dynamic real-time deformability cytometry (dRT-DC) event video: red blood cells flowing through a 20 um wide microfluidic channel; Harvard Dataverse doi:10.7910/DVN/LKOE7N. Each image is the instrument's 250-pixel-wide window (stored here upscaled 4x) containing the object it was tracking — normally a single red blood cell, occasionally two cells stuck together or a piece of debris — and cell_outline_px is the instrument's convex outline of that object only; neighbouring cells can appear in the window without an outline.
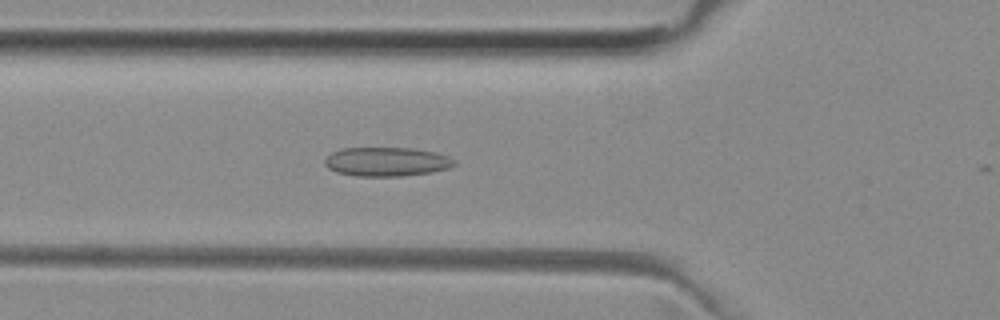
{"species": "common noctule bat (a hibernating species)", "species_latin": "Nyctalus noctula", "temperature_condition": "room temperature", "stored_images_in_passage": 35, "camera_frame_rate_fps": 3000, "um_per_image_px": 0.085, "animal": {"sex": "female", "body_mass_g": 29.2, "forearm_length_mm": 56.3}, "frame": {"image": 1, "passage_image": 6, "time_ms": 1.667, "image_size_px": [1000, 320], "cell_outline_px": [[456, 164], [448, 168], [432, 172], [400, 176], [356, 176], [336, 172], [328, 168], [324, 164], [324, 160], [332, 152], [340, 148], [416, 148], [436, 152], [448, 156], [456, 160]], "centroid_in_image_um": [32.87, 13.74], "position_along_channel_um": 92.9, "area_um2": 22.08}}
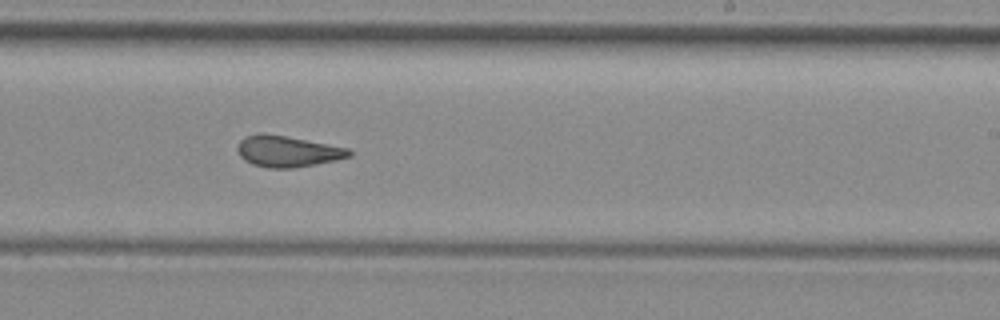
{"frame": {"image": 2, "passage_image": 19, "time_ms": 6.0, "image_size_px": [1000, 320], "cell_outline_px": [[352, 156], [336, 160], [316, 164], [292, 168], [268, 168], [252, 164], [244, 160], [240, 156], [236, 148], [240, 140], [244, 136], [260, 132], [264, 132], [348, 148], [352, 152]], "centroid_in_image_um": [24.39, 12.86], "position_along_channel_um": 264.6, "area_um2": 20.35}}
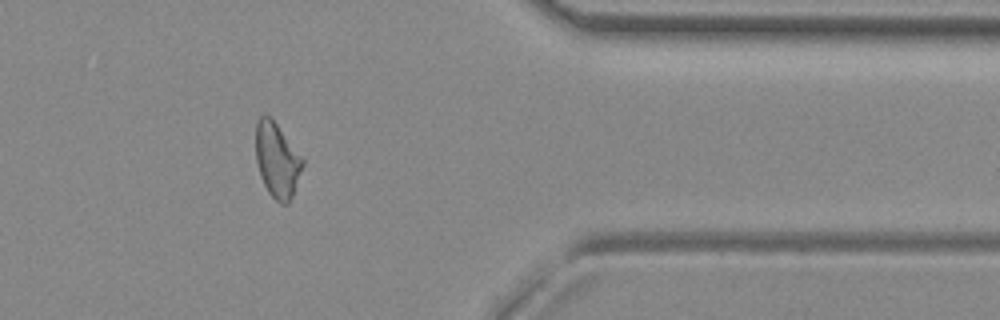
{"frame": {"image": 3, "passage_image": 30, "time_ms": 9.667, "image_size_px": [1000, 320], "cell_outline_px": [[304, 164], [292, 196], [288, 204], [280, 204], [268, 192], [260, 176], [256, 160], [256, 124], [260, 116], [272, 116], [304, 160]], "centroid_in_image_um": [23.55, 13.6], "position_along_channel_um": 387.9, "area_um2": 20.4}, "authors_computed_cell_mechanics": {"area_um2": 20.5768, "velocity_mm_per_s": 3.9622, "shape_relaxation_time_tau1_ms": null, "shape_relaxation_time_tau2_ms": 1.9547, "deformation_change_tau1": null, "deformation_change_tau2": 0.1002}}